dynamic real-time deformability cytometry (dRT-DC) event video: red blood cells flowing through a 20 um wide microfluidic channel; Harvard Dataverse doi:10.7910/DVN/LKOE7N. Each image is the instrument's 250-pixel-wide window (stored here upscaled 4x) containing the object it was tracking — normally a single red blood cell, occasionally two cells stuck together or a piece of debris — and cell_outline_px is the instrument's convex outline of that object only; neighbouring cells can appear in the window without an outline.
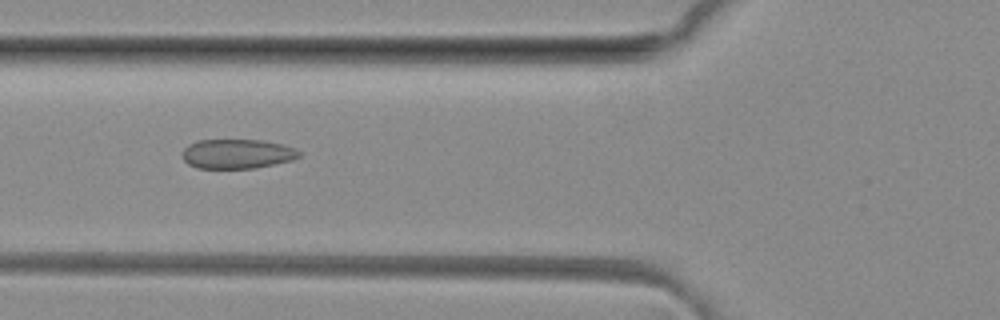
{"species": "common noctule bat (a hibernating species)", "species_latin": "Nyctalus noctula", "temperature_condition": "room temperature", "stored_images_in_passage": 40, "camera_frame_rate_fps": 3000, "um_per_image_px": 0.085, "animal": {"sex": "female", "body_mass_g": 29.2, "forearm_length_mm": 56.3}, "frame": {"image": 1, "passage_image": 8, "time_ms": 2.333, "image_size_px": [1000, 320], "cell_outline_px": [[300, 156], [292, 160], [256, 168], [196, 168], [188, 164], [184, 160], [184, 148], [188, 144], [200, 140], [264, 140], [284, 144], [296, 148], [300, 152]], "centroid_in_image_um": [20.2, 13.07], "position_along_channel_um": 105.6, "area_um2": 20.11}}
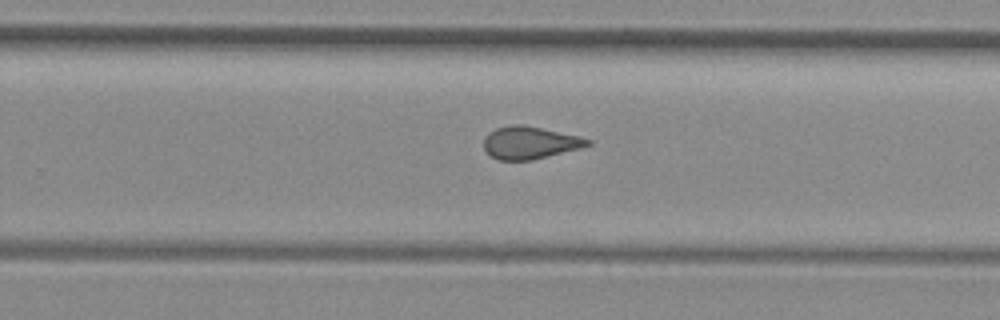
{"frame": {"image": 2, "passage_image": 21, "time_ms": 6.667, "image_size_px": [1000, 320], "cell_outline_px": [[592, 144], [580, 148], [532, 160], [496, 160], [484, 148], [484, 136], [488, 132], [496, 128], [512, 124], [524, 124], [580, 136], [592, 140]], "centroid_in_image_um": [45.03, 12.11], "position_along_channel_um": 284.8, "area_um2": 19.77}}
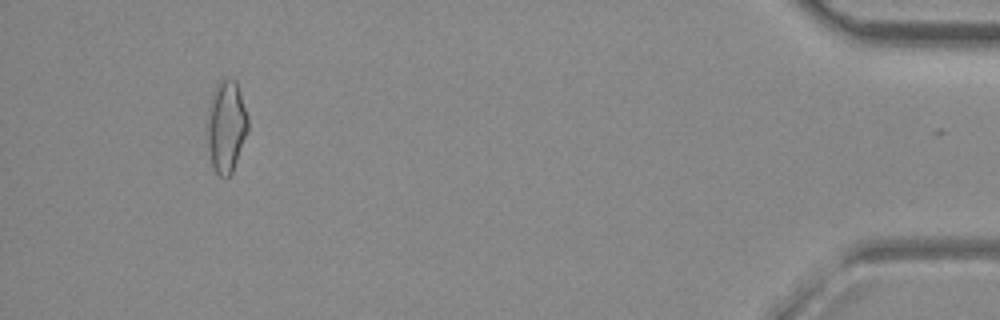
{"frame": {"image": 3, "passage_image": 36, "time_ms": 11.667, "image_size_px": [1000, 320], "cell_outline_px": [[248, 132], [232, 172], [224, 180], [216, 172], [212, 164], [208, 144], [208, 124], [212, 96], [220, 80], [228, 76], [236, 80], [248, 116]], "centroid_in_image_um": [19.27, 10.75], "position_along_channel_um": 415.9, "area_um2": 21.44}, "authors_computed_cell_mechanics": {"area_um2": 20.2011, "velocity_mm_per_s": 4.1378, "shape_relaxation_time_tau1_ms": null, "shape_relaxation_time_tau2_ms": 1.5627, "deformation_change_tau1": null, "deformation_change_tau2": 0.0859}}